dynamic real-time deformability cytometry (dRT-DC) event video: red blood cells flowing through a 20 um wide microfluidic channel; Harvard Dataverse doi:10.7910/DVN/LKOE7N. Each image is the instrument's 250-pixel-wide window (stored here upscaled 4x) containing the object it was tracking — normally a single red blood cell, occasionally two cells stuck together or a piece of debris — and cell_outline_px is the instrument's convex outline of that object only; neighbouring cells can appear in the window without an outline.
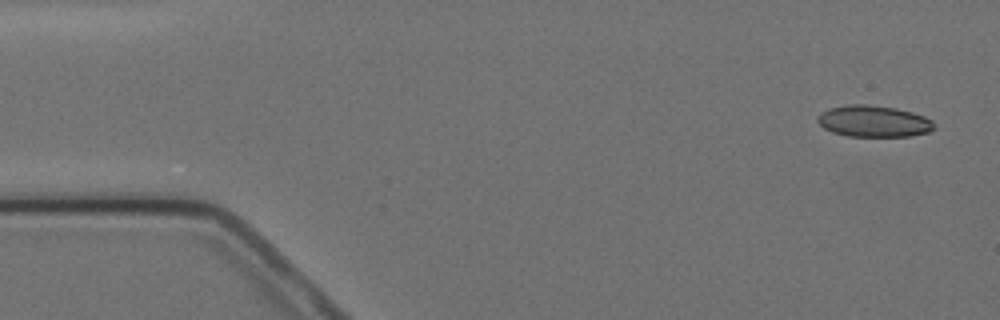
{"species": "Egyptian fruit bat (a non-hibernating species)", "species_latin": "Rousettus aegyptiacus", "temperature_condition": "cold", "stored_images_in_passage": 9, "camera_frame_rate_fps": 3000, "um_per_image_px": 0.085, "animal": {"sex": "female"}, "frame": {"image": 1, "passage_image": 1, "time_ms": 0.0, "image_size_px": [1000, 320], "cell_outline_px": [[936, 128], [928, 132], [908, 136], [848, 136], [832, 132], [824, 128], [816, 120], [820, 112], [828, 108], [848, 104], [868, 104], [896, 108], [912, 112], [924, 116], [932, 120]], "centroid_in_image_um": [74.24, 10.29], "position_along_channel_um": 10.8, "area_um2": 21.5}}